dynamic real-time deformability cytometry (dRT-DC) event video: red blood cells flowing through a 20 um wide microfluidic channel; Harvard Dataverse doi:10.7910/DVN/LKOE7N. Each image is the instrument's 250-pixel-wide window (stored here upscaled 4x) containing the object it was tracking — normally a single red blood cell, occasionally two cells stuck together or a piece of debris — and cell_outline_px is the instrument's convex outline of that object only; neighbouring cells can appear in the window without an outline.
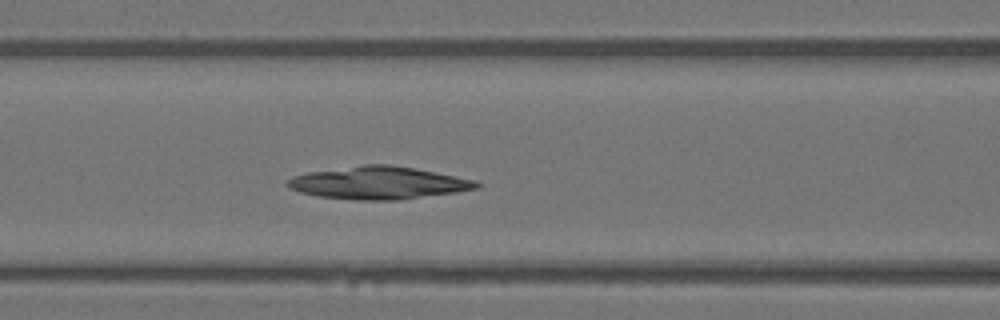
{"species": "Egyptian fruit bat (a non-hibernating species)", "species_latin": "Rousettus aegyptiacus", "temperature_condition": "warm", "stored_images_in_passage": 43, "camera_frame_rate_fps": 3000, "um_per_image_px": 0.085, "animal": {"sex": "female"}, "frame": {"image": 1, "passage_image": 16, "time_ms": 5.0, "image_size_px": [1000, 320], "cell_outline_px": [[480, 188], [456, 192], [400, 200], [356, 200], [316, 196], [300, 192], [288, 188], [284, 184], [292, 176], [304, 172], [364, 164], [388, 164], [412, 168], [476, 180], [480, 184]], "centroid_in_image_um": [32.1, 15.55], "position_along_channel_um": 134.5, "area_um2": 36.07}}
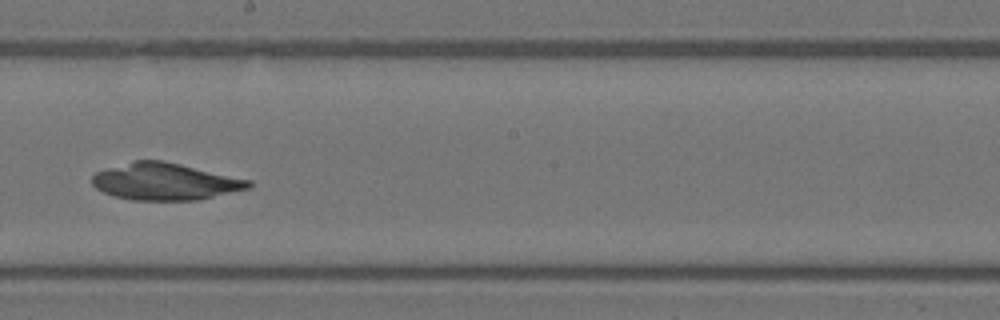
{"frame": {"image": 2, "passage_image": 23, "time_ms": 7.333, "image_size_px": [1000, 320], "cell_outline_px": [[252, 184], [248, 188], [200, 200], [132, 200], [116, 196], [104, 192], [96, 188], [92, 184], [92, 176], [96, 172], [132, 160], [164, 160], [252, 180]], "centroid_in_image_um": [14.04, 15.42], "position_along_channel_um": 234.2, "area_um2": 33.7}}
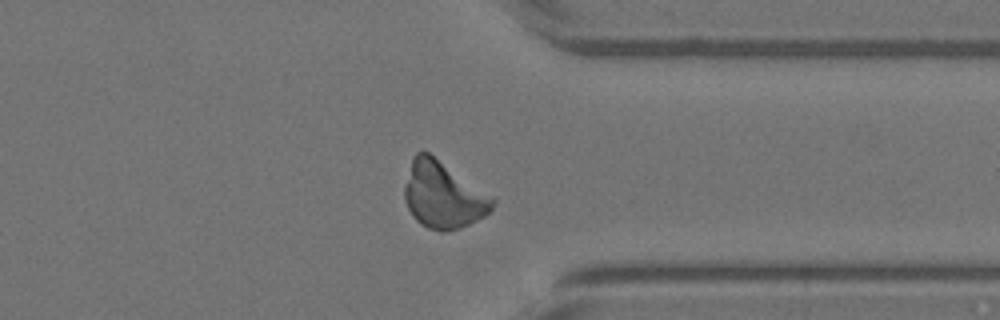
{"frame": {"image": 3, "passage_image": 33, "time_ms": 10.667, "image_size_px": [1000, 320], "cell_outline_px": [[496, 200], [492, 208], [484, 216], [460, 228], [448, 232], [440, 232], [428, 228], [420, 224], [416, 220], [408, 208], [404, 200], [404, 188], [412, 156], [416, 152], [428, 152], [492, 196]], "centroid_in_image_um": [37.64, 16.6], "position_along_channel_um": 373.8, "area_um2": 33.93}}